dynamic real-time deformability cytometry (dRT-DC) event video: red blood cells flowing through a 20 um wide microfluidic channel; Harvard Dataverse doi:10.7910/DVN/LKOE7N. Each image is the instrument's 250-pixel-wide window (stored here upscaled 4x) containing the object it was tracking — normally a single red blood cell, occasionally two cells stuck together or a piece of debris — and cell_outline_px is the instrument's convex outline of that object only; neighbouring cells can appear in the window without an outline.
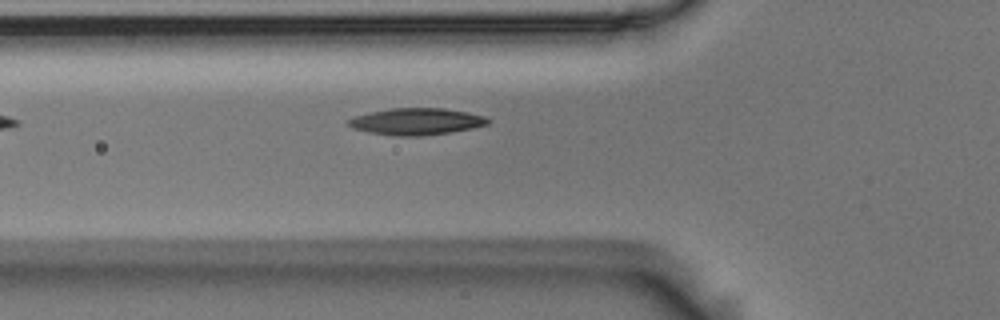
{"species": "Egyptian fruit bat (a non-hibernating species)", "species_latin": "Rousettus aegyptiacus", "temperature_condition": "room temperature", "stored_images_in_passage": 15, "camera_frame_rate_fps": 3000, "um_per_image_px": 0.085, "animal": {"sex": "male"}, "frame": {"image": 1, "passage_image": 5, "time_ms": 1.333, "image_size_px": [1000, 320], "cell_outline_px": [[492, 120], [488, 124], [472, 128], [448, 132], [420, 136], [392, 136], [368, 132], [352, 128], [344, 124], [344, 120], [356, 116], [388, 108], [444, 108], [468, 112], [484, 116]], "centroid_in_image_um": [35.34, 10.33], "position_along_channel_um": 90.5, "area_um2": 21.91}}
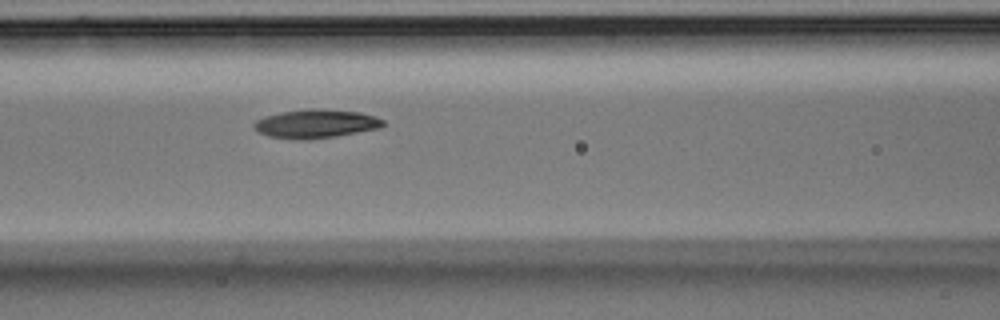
{"frame": {"image": 2, "passage_image": 9, "time_ms": 2.667, "image_size_px": [1000, 320], "cell_outline_px": [[384, 124], [380, 128], [336, 136], [308, 140], [292, 140], [268, 136], [260, 132], [252, 124], [256, 120], [264, 116], [280, 112], [308, 108], [312, 108], [360, 112], [376, 116], [384, 120]], "centroid_in_image_um": [26.84, 10.52], "position_along_channel_um": 139.8, "area_um2": 21.73}}
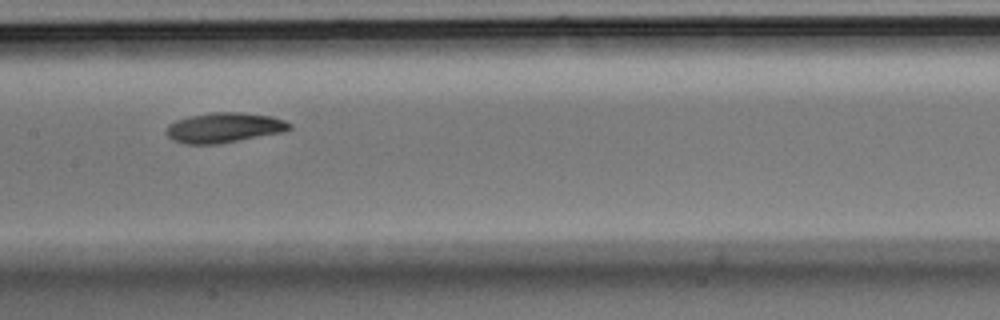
{"frame": {"image": 3, "passage_image": 13, "time_ms": 4.0, "image_size_px": [1000, 320], "cell_outline_px": [[292, 128], [280, 132], [216, 144], [184, 144], [172, 140], [164, 132], [168, 124], [176, 120], [188, 116], [212, 112], [240, 112], [272, 116], [284, 120], [292, 124]], "centroid_in_image_um": [18.99, 10.84], "position_along_channel_um": 188.4, "area_um2": 21.5}}